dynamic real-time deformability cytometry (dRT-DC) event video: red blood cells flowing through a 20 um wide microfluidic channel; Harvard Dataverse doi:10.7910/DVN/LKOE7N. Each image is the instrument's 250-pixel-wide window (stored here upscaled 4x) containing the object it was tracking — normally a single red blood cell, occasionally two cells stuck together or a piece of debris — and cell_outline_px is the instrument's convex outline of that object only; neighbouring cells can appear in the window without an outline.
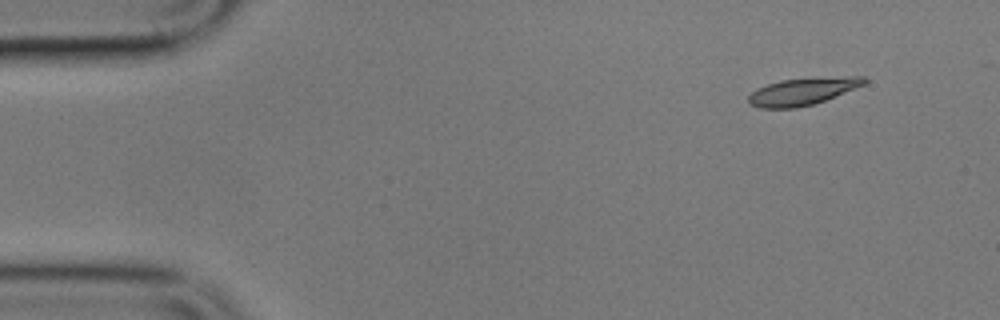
{"species": "common noctule bat (a hibernating species)", "species_latin": "Nyctalus noctula", "temperature_condition": "cold", "stored_images_in_passage": 4, "camera_frame_rate_fps": 3000, "um_per_image_px": 0.085, "animal": {"sex": "male", "body_mass_g": 17.9}, "frame": {"image": 1, "passage_image": 1, "time_ms": 0.0, "image_size_px": [1000, 320], "cell_outline_px": [[868, 80], [864, 84], [824, 100], [812, 104], [796, 108], [760, 108], [748, 104], [748, 96], [756, 88], [780, 80], [848, 76], [864, 76]], "centroid_in_image_um": [68.17, 7.77], "position_along_channel_um": 16.8, "area_um2": 18.09}}